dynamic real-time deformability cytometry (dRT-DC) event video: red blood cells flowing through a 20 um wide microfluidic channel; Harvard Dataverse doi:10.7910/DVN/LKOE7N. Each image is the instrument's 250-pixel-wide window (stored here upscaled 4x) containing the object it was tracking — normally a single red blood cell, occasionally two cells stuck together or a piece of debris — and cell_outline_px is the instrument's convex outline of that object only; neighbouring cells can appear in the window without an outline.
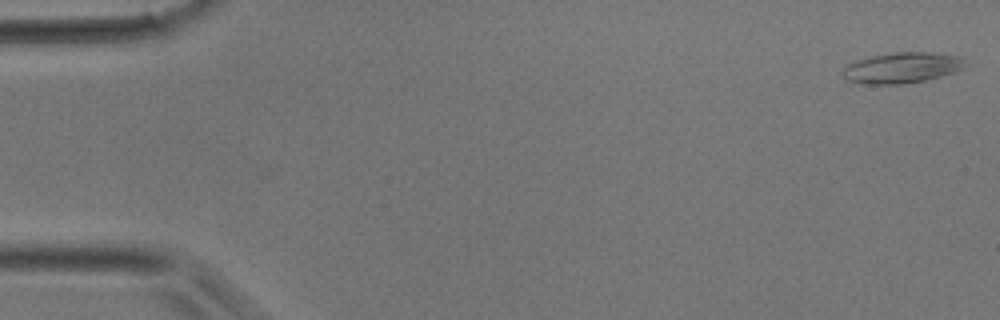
{"species": "common noctule bat (a hibernating species)", "species_latin": "Nyctalus noctula", "temperature_condition": "room temperature", "stored_images_in_passage": 39, "camera_frame_rate_fps": 3000, "um_per_image_px": 0.085, "animal": {"sex": "male", "body_mass_g": 17.9}, "frame": {"image": 1, "passage_image": 1, "time_ms": 0.0, "image_size_px": [1000, 320], "cell_outline_px": [[968, 64], [964, 68], [940, 76], [924, 80], [904, 84], [868, 84], [848, 80], [840, 76], [840, 68], [844, 64], [872, 56], [896, 52], [924, 52], [960, 56]], "centroid_in_image_um": [76.6, 5.76], "position_along_channel_um": 8.4, "area_um2": 22.02}}
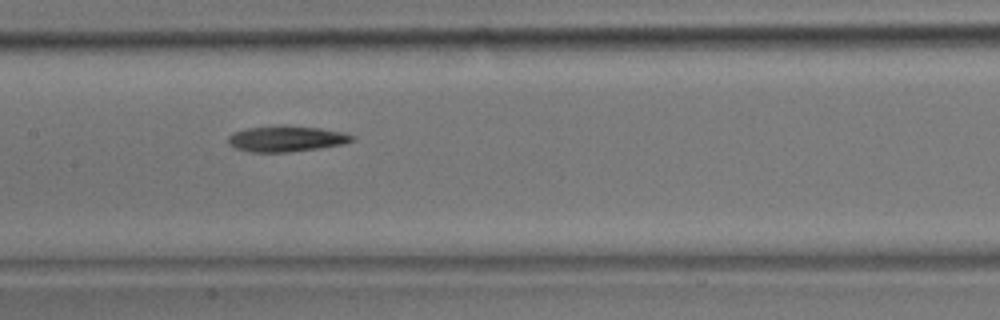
{"frame": {"image": 2, "passage_image": 19, "time_ms": 6.0, "image_size_px": [1000, 320], "cell_outline_px": [[356, 140], [344, 144], [320, 148], [288, 152], [252, 152], [236, 148], [228, 144], [228, 136], [232, 132], [248, 128], [280, 124], [284, 124], [320, 128], [344, 132], [356, 136]], "centroid_in_image_um": [24.37, 11.77], "position_along_channel_um": 183.0, "area_um2": 19.07}}
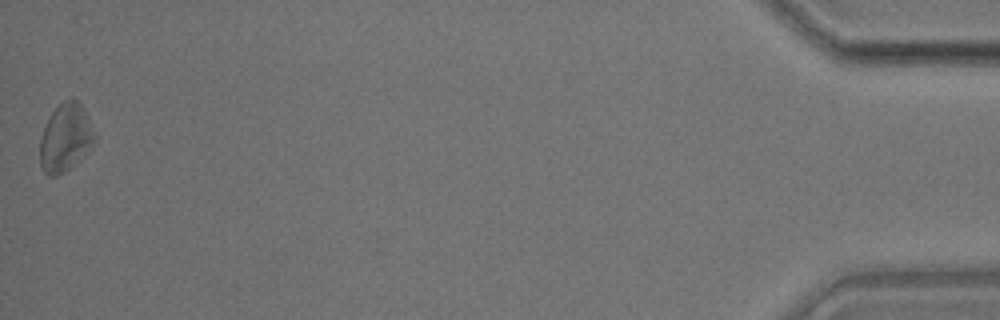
{"frame": {"image": 3, "passage_image": 39, "time_ms": 12.667, "image_size_px": [1000, 320], "cell_outline_px": [[96, 140], [92, 148], [64, 172], [56, 176], [48, 176], [44, 172], [40, 164], [40, 136], [52, 112], [64, 100], [72, 96], [80, 104], [96, 136]], "centroid_in_image_um": [5.55, 11.72], "position_along_channel_um": 429.6, "area_um2": 21.39}}